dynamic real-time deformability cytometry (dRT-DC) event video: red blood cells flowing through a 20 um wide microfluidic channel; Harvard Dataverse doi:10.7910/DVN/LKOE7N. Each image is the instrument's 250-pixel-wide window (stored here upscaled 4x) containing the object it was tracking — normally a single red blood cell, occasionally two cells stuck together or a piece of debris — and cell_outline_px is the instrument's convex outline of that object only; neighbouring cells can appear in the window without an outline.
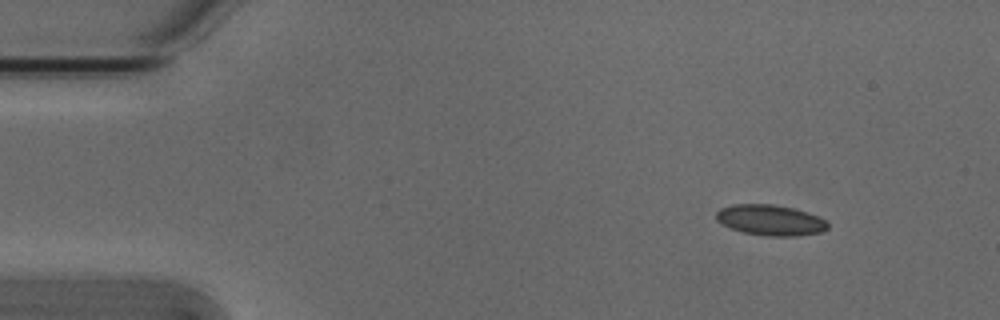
{"species": "Egyptian fruit bat (a non-hibernating species)", "species_latin": "Rousettus aegyptiacus", "temperature_condition": "cold", "stored_images_in_passage": 4, "camera_frame_rate_fps": 3000, "um_per_image_px": 0.085, "animal": {"sex": "male"}, "frame": {"image": 1, "passage_image": 1, "time_ms": 0.0, "image_size_px": [1000, 320], "cell_outline_px": [[828, 228], [820, 232], [796, 236], [768, 236], [744, 232], [732, 228], [716, 220], [716, 212], [720, 208], [732, 204], [772, 204], [792, 208], [816, 216], [824, 220], [828, 224]], "centroid_in_image_um": [65.45, 18.71], "position_along_channel_um": 19.6, "area_um2": 19.59}}
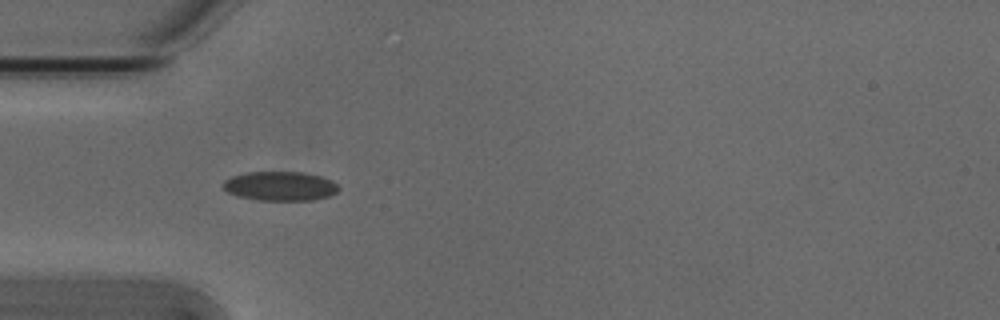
{"frame": {"image": 2, "passage_image": 3, "time_ms": 0.667, "image_size_px": [1000, 320], "cell_outline_px": [[340, 188], [336, 192], [328, 196], [312, 200], [256, 200], [236, 196], [228, 192], [224, 188], [224, 180], [232, 176], [248, 172], [300, 172], [320, 176], [332, 180]], "centroid_in_image_um": [23.8, 15.82], "position_along_channel_um": 61.2, "area_um2": 19.59}}
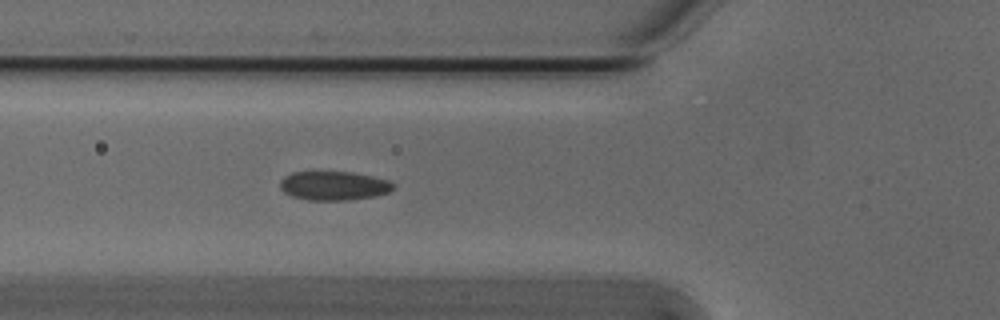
{"frame": {"image": 3, "passage_image": 4, "time_ms": 1.0, "image_size_px": [1000, 320], "cell_outline_px": [[396, 188], [388, 192], [376, 196], [348, 200], [308, 200], [292, 196], [284, 192], [280, 188], [280, 180], [284, 176], [292, 172], [352, 172], [372, 176], [388, 180], [396, 184]], "centroid_in_image_um": [28.39, 15.79], "position_along_channel_um": 97.4, "area_um2": 19.25}}